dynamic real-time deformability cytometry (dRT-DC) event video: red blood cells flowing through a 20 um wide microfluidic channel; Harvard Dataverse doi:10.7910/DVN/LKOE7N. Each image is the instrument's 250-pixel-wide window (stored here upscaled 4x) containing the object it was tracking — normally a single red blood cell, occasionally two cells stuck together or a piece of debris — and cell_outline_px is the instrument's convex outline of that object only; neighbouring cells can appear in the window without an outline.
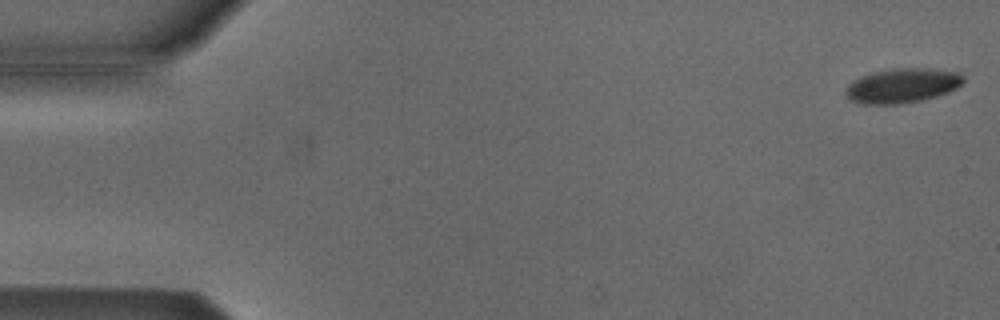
{"species": "Egyptian fruit bat (a non-hibernating species)", "species_latin": "Rousettus aegyptiacus", "temperature_condition": "cold", "stored_images_in_passage": 15, "camera_frame_rate_fps": 3000, "um_per_image_px": 0.085, "animal": {"sex": "male"}, "frame": {"image": 1, "passage_image": 1, "time_ms": 0.0, "image_size_px": [1000, 320], "cell_outline_px": [[964, 80], [956, 88], [948, 92], [936, 96], [920, 100], [900, 104], [864, 104], [848, 100], [844, 92], [844, 88], [852, 80], [860, 76], [872, 72], [892, 68], [928, 68], [960, 72], [964, 76]], "centroid_in_image_um": [76.64, 7.27], "position_along_channel_um": 8.4, "area_um2": 23.99}}
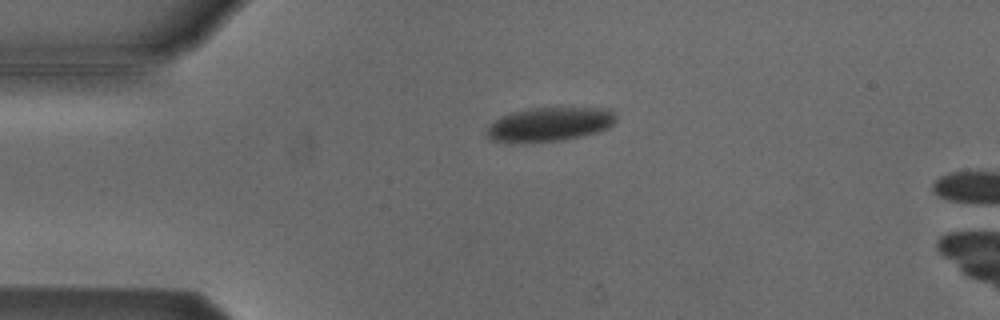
{"frame": {"image": 2, "passage_image": 12, "time_ms": 3.667, "image_size_px": [1000, 320], "cell_outline_px": [[616, 120], [608, 128], [596, 132], [564, 140], [512, 144], [488, 140], [484, 136], [484, 132], [488, 124], [500, 116], [512, 112], [532, 108], [612, 108], [616, 112]], "centroid_in_image_um": [46.62, 10.59], "position_along_channel_um": 38.4, "area_um2": 26.36}}